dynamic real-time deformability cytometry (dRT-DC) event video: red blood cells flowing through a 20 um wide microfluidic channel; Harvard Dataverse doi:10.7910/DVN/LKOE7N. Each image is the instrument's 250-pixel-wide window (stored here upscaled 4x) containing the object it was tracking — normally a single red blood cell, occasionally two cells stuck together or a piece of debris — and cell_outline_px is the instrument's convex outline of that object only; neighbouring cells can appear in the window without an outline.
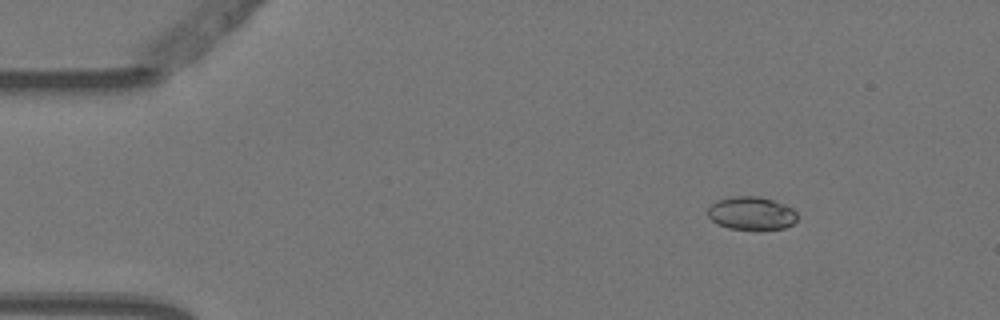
{"species": "Egyptian fruit bat (a non-hibernating species)", "species_latin": "Rousettus aegyptiacus", "temperature_condition": "warm", "stored_images_in_passage": 7, "camera_frame_rate_fps": 3000, "um_per_image_px": 0.085, "animal": {"sex": "female"}, "frame": {"image": 1, "passage_image": 2, "time_ms": 0.333, "image_size_px": [1000, 320], "cell_outline_px": [[796, 220], [792, 224], [784, 228], [728, 228], [712, 220], [708, 216], [708, 208], [716, 200], [732, 196], [760, 196], [784, 204], [792, 208], [796, 212]], "centroid_in_image_um": [63.86, 18.09], "position_along_channel_um": 21.1, "area_um2": 16.94}}
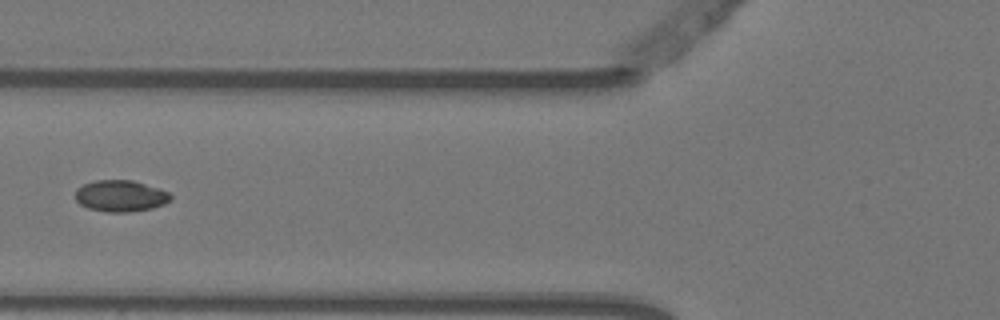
{"frame": {"image": 2, "passage_image": 6, "time_ms": 1.667, "image_size_px": [1000, 320], "cell_outline_px": [[172, 196], [164, 204], [152, 208], [128, 212], [108, 212], [88, 208], [80, 204], [76, 200], [76, 188], [84, 184], [96, 180], [132, 180], [160, 188], [168, 192]], "centroid_in_image_um": [10.24, 16.65], "position_along_channel_um": 115.6, "area_um2": 17.4}}
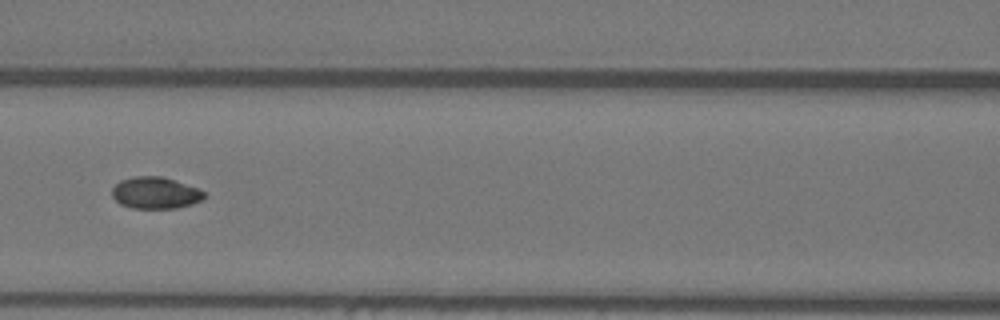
{"frame": {"image": 3, "passage_image": 7, "time_ms": 2.0, "image_size_px": [1000, 320], "cell_outline_px": [[208, 196], [204, 200], [192, 204], [176, 208], [132, 208], [120, 204], [112, 196], [112, 188], [120, 180], [132, 176], [160, 176], [196, 188], [204, 192]], "centroid_in_image_um": [13.2, 16.4], "position_along_channel_um": 153.4, "area_um2": 16.99}}